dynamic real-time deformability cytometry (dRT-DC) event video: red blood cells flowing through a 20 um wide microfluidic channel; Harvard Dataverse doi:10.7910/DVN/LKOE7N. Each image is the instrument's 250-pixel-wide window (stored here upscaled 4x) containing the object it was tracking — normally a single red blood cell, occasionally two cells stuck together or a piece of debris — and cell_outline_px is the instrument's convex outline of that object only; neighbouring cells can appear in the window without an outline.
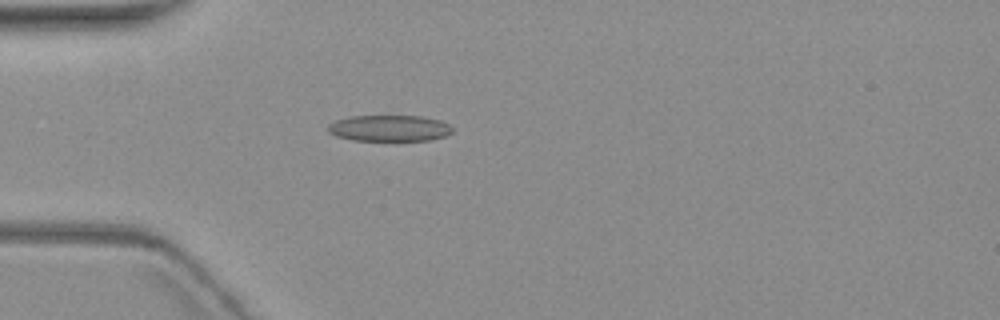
{"species": "common noctule bat (a hibernating species)", "species_latin": "Nyctalus noctula", "temperature_condition": "warm", "stored_images_in_passage": 1, "camera_frame_rate_fps": 3000, "um_per_image_px": 0.085, "animal": {"sex": "female", "body_mass_g": 19.3, "forearm_length_mm": 54.1}, "frame": {"image": 1, "passage_image": 1, "time_ms": 0.0, "image_size_px": [1000, 320], "cell_outline_px": [[452, 132], [444, 136], [428, 140], [352, 140], [336, 136], [328, 132], [328, 124], [336, 120], [352, 116], [424, 116], [440, 120], [448, 124], [452, 128]], "centroid_in_image_um": [33.08, 10.89], "position_along_channel_um": 51.9, "area_um2": 18.9}}